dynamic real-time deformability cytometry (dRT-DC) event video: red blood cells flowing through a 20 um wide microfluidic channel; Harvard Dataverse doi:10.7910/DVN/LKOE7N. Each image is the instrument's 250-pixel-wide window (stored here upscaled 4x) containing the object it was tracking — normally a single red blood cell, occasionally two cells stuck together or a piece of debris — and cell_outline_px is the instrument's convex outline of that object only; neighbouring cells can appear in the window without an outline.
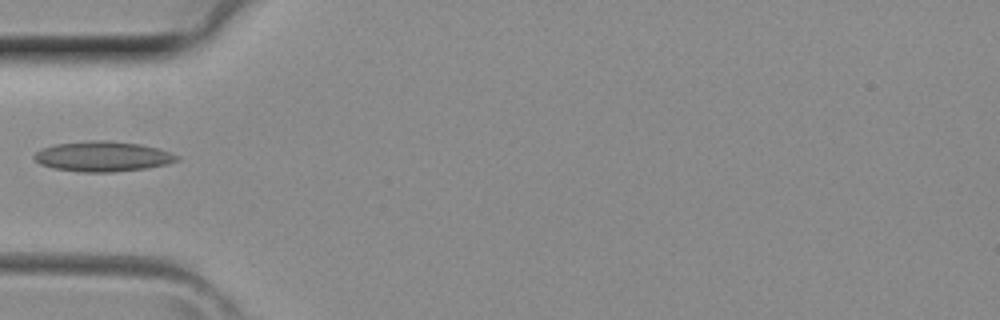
{"species": "common noctule bat (a hibernating species)", "species_latin": "Nyctalus noctula", "temperature_condition": "room temperature", "stored_images_in_passage": 1, "camera_frame_rate_fps": 3000, "um_per_image_px": 0.085, "animal": {"sex": "female", "body_mass_g": 29.2, "forearm_length_mm": 56.3}, "frame": {"image": 1, "passage_image": 1, "time_ms": 0.0, "image_size_px": [1000, 320], "cell_outline_px": [[180, 160], [168, 164], [148, 168], [112, 172], [84, 172], [52, 168], [40, 164], [32, 156], [36, 152], [44, 148], [56, 144], [92, 140], [108, 140], [140, 144], [160, 148], [172, 152], [180, 156]], "centroid_in_image_um": [8.8, 13.3], "position_along_channel_um": 76.2, "area_um2": 25.26}}